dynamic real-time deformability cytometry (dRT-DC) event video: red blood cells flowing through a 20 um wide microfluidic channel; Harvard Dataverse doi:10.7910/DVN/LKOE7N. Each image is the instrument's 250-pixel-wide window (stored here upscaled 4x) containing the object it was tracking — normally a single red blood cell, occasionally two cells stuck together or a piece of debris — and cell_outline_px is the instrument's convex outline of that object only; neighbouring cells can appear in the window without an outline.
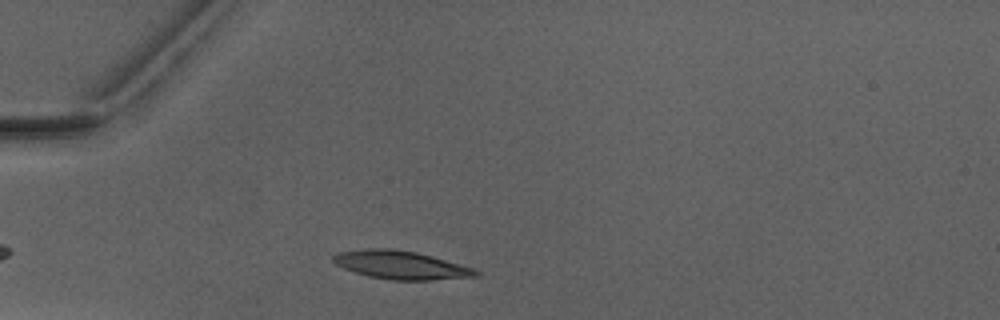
{"species": "Egyptian fruit bat (a non-hibernating species)", "species_latin": "Rousettus aegyptiacus", "temperature_condition": "warm", "stored_images_in_passage": 2, "camera_frame_rate_fps": 3000, "um_per_image_px": 0.085, "animal": {"sex": "male"}, "frame": {"image": 1, "passage_image": 2, "time_ms": 1.333, "image_size_px": [1000, 320], "cell_outline_px": [[480, 276], [432, 280], [392, 280], [368, 276], [344, 268], [336, 264], [332, 260], [332, 256], [340, 252], [364, 248], [392, 248], [416, 252], [432, 256], [476, 268], [480, 272]], "centroid_in_image_um": [34.12, 22.52], "position_along_channel_um": 50.9, "area_um2": 23.64}}